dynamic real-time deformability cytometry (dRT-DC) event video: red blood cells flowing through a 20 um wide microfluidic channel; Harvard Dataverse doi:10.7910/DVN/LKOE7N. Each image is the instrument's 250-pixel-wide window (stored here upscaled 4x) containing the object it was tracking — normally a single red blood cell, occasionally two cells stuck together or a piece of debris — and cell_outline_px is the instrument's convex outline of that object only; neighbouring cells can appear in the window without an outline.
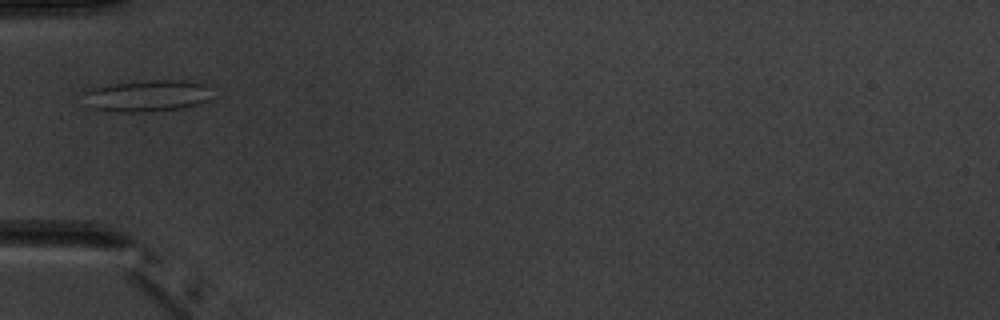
{"species": "common noctule bat (a hibernating species)", "species_latin": "Nyctalus noctula", "temperature_condition": "warm", "stored_images_in_passage": 2, "camera_frame_rate_fps": 3000, "um_per_image_px": 0.085, "animal": {"sex": "male", "body_mass_g": 20.1, "forearm_length_mm": 53.5}, "frame": {"image": 1, "passage_image": 2, "time_ms": 1.333, "image_size_px": [1000, 320], "cell_outline_px": [[208, 100], [184, 108], [152, 112], [116, 112], [92, 108], [84, 92], [92, 88], [108, 84], [144, 80], [180, 80], [204, 84]], "centroid_in_image_um": [12.46, 8.15], "position_along_channel_um": 72.5, "area_um2": 23.29}}